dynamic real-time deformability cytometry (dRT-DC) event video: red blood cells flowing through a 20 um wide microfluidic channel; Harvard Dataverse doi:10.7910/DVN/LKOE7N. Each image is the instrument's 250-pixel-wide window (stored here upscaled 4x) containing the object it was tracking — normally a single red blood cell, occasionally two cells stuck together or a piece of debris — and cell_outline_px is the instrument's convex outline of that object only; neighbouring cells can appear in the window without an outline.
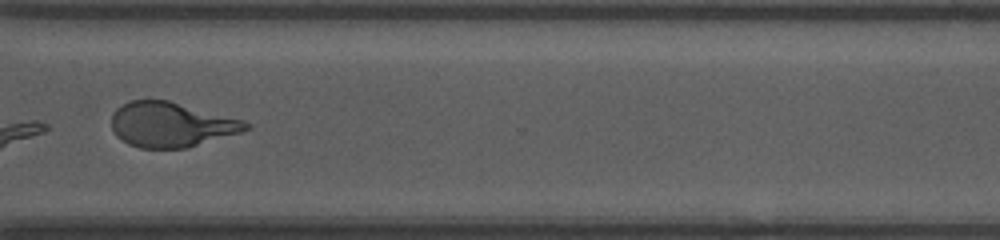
{"species": "human", "species_latin": "Homo sapiens", "temperature_condition": "room temperature", "stored_images_in_passage": 33, "camera_frame_rate_fps": 3000, "um_per_image_px": 0.085, "donor": {"sex": "female"}, "frame": {"image": 1, "passage_image": 24, "time_ms": 7.667, "image_size_px": [1000, 240], "cell_outline_px": [[252, 128], [240, 132], [188, 148], [140, 148], [128, 144], [116, 136], [112, 128], [112, 116], [116, 108], [132, 100], [168, 100], [244, 120], [252, 124]], "centroid_in_image_um": [14.56, 10.6], "position_along_channel_um": 356.0, "area_um2": 35.08}, "authors_computed_cell_mechanics": {"area_um2": 35.2002, "velocity_mm_per_s": 4.0208, "shape_relaxation_time_tau1_ms": 1.8383, "shape_relaxation_time_tau2_ms": 1.1614, "deformation_change_tau1": 0.324, "deformation_change_tau2": 0.099}}